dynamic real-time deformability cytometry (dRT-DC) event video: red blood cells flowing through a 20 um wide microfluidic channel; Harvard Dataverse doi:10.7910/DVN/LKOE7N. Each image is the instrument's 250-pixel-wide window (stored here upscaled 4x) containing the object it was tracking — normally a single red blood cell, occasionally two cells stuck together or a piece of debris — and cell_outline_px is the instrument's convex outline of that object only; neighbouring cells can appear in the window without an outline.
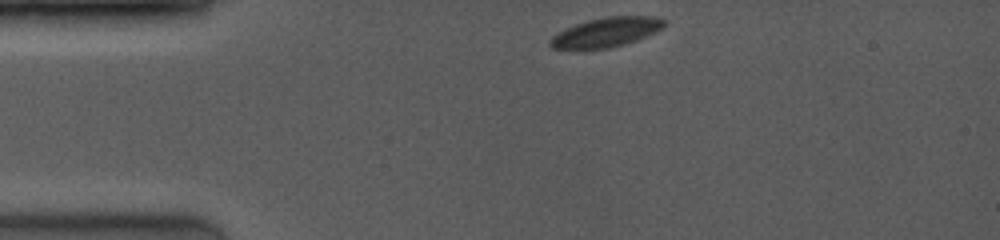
{"species": "common noctule bat (a hibernating species)", "species_latin": "Nyctalus noctula", "temperature_condition": "room temperature", "stored_images_in_passage": 41, "camera_frame_rate_fps": 4000, "um_per_image_px": 0.085, "animal": {"sex": "female", "body_mass_g": 19.0, "forearm_length_mm": 53.3}, "frame": {"image": 1, "passage_image": 1, "time_ms": 0.0, "image_size_px": [1000, 240], "cell_outline_px": [[668, 24], [664, 28], [636, 40], [624, 44], [608, 48], [552, 48], [548, 44], [548, 40], [552, 36], [576, 24], [588, 20], [608, 16], [656, 16], [668, 20]], "centroid_in_image_um": [51.61, 2.72], "position_along_channel_um": 33.4, "area_um2": 19.42}}
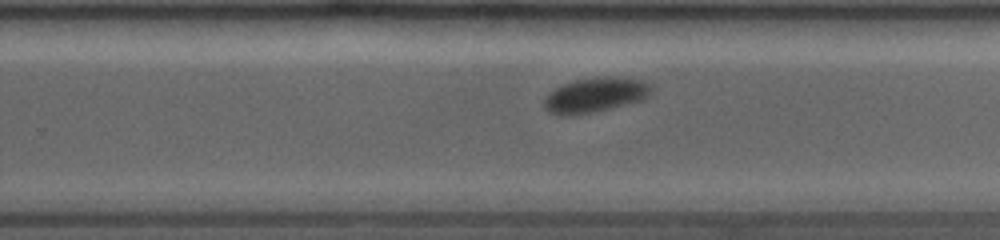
{"frame": {"image": 2, "passage_image": 24, "time_ms": 5.75, "image_size_px": [1000, 240], "cell_outline_px": [[648, 96], [644, 100], [592, 112], [572, 116], [560, 116], [548, 112], [544, 108], [544, 100], [556, 88], [576, 80], [640, 80], [648, 84]], "centroid_in_image_um": [50.5, 8.17], "position_along_channel_um": 279.3, "area_um2": 20.23}}
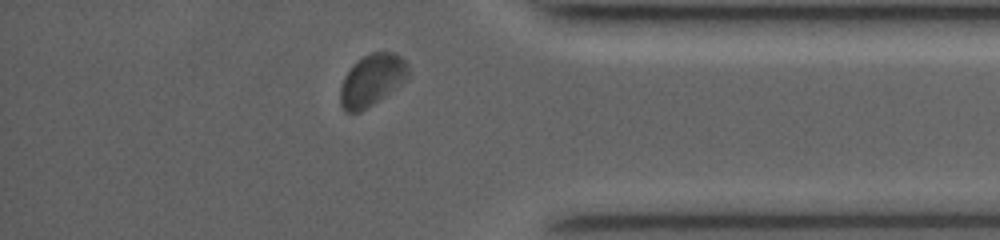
{"frame": {"image": 3, "passage_image": 37, "time_ms": 9.0, "image_size_px": [1000, 240], "cell_outline_px": [[408, 76], [400, 84], [384, 96], [360, 112], [344, 112], [340, 104], [340, 88], [344, 76], [364, 56], [372, 52], [392, 52], [400, 56], [408, 64]], "centroid_in_image_um": [31.6, 6.82], "position_along_channel_um": 403.6, "area_um2": 20.0}, "authors_computed_cell_mechanics": {"area_um2": 20.4612, "velocity_mm_per_s": 4.0393, "shape_relaxation_time_tau1_ms": 7.7835, "shape_relaxation_time_tau2_ms": 0.9894, "deformation_change_tau1": 0.2035, "deformation_change_tau2": 0.0314}}